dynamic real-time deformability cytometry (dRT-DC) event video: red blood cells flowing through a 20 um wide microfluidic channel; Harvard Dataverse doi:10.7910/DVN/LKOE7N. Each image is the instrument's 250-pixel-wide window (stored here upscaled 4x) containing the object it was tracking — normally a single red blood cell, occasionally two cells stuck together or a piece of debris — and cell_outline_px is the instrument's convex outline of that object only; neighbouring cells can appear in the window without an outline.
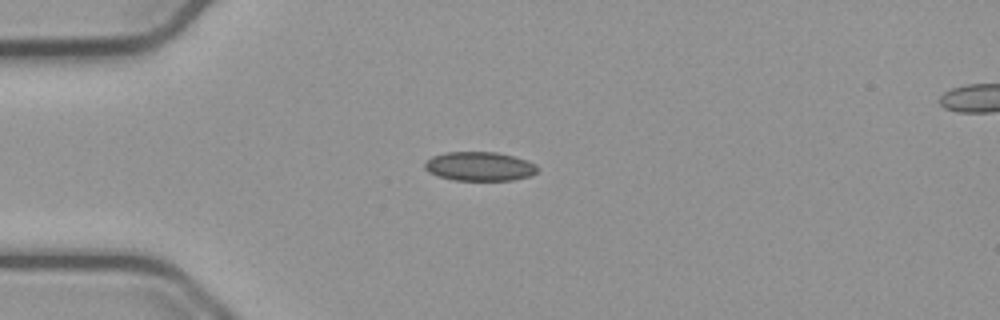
{"species": "common noctule bat (a hibernating species)", "species_latin": "Nyctalus noctula", "temperature_condition": "cold", "stored_images_in_passage": 41, "camera_frame_rate_fps": 3000, "um_per_image_px": 0.085, "animal": {"sex": "male", "body_mass_g": 23.1, "forearm_length_mm": 52.7}, "frame": {"image": 1, "passage_image": 1, "time_ms": 0.0, "image_size_px": [1000, 320], "cell_outline_px": [[540, 168], [532, 176], [512, 180], [456, 180], [440, 176], [428, 172], [424, 168], [424, 160], [432, 156], [444, 152], [496, 152], [528, 160], [536, 164]], "centroid_in_image_um": [40.77, 14.13], "position_along_channel_um": 44.2, "area_um2": 19.25}}
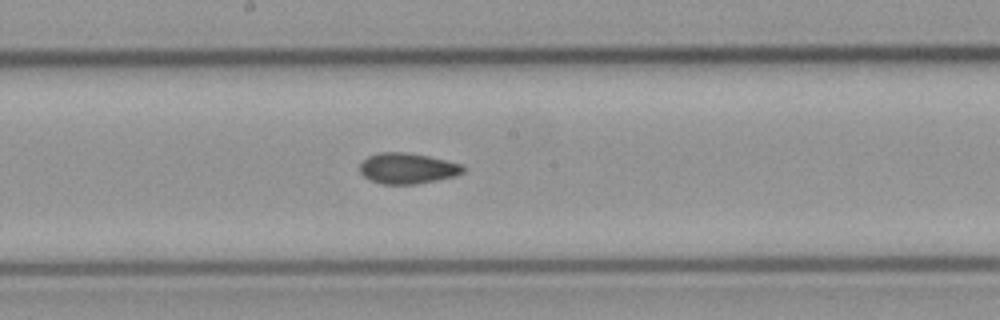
{"frame": {"image": 2, "passage_image": 16, "time_ms": 5.0, "image_size_px": [1000, 320], "cell_outline_px": [[464, 172], [456, 176], [416, 184], [380, 184], [368, 180], [360, 172], [360, 164], [368, 156], [380, 152], [400, 152], [428, 156], [460, 164], [464, 168]], "centroid_in_image_um": [34.6, 14.32], "position_along_channel_um": 213.6, "area_um2": 18.38}}
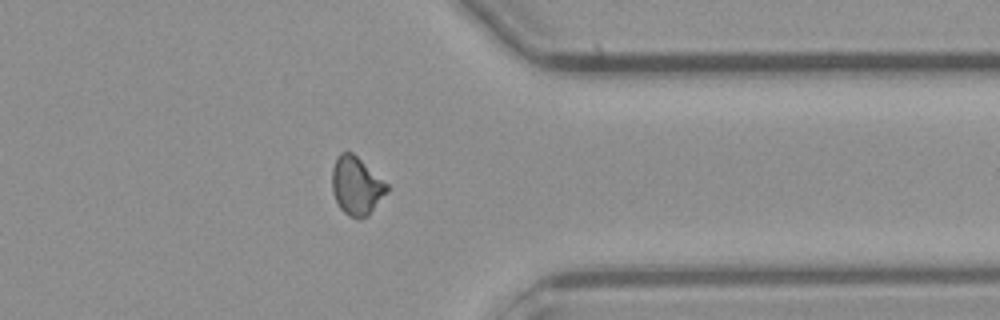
{"frame": {"image": 3, "passage_image": 30, "time_ms": 9.667, "image_size_px": [1000, 320], "cell_outline_px": [[388, 192], [368, 216], [360, 220], [348, 216], [340, 208], [332, 192], [332, 168], [336, 156], [340, 152], [352, 152], [388, 184]], "centroid_in_image_um": [30.29, 15.81], "position_along_channel_um": 381.1, "area_um2": 18.79}, "authors_computed_cell_mechanics": {"area_um2": 18.2648, "velocity_mm_per_s": 3.7775, "shape_relaxation_time_tau1_ms": null, "shape_relaxation_time_tau2_ms": 4.2834, "deformation_change_tau1": null, "deformation_change_tau2": 0.0841}}